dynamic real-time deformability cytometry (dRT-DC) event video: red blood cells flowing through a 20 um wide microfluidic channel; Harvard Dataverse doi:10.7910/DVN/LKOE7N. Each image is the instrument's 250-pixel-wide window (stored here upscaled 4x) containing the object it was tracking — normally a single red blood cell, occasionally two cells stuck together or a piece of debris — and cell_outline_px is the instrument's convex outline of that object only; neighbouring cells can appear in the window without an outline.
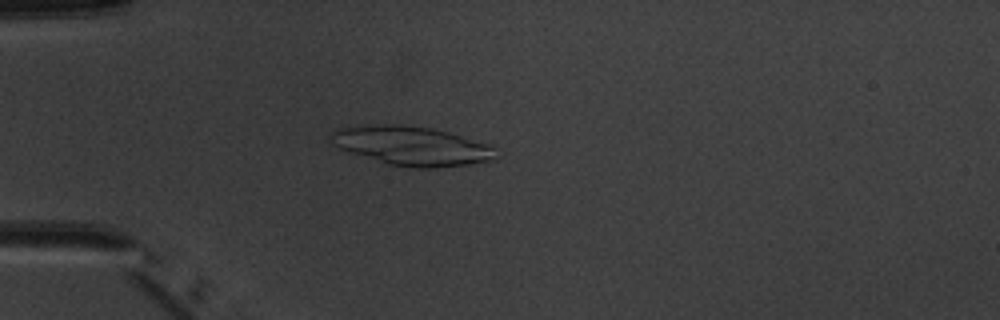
{"species": "common noctule bat (a hibernating species)", "species_latin": "Nyctalus noctula", "temperature_condition": "warm", "stored_images_in_passage": 2, "camera_frame_rate_fps": 3000, "um_per_image_px": 0.085, "animal": {"sex": "male", "body_mass_g": 20.1, "forearm_length_mm": 53.5}, "frame": {"image": 1, "passage_image": 1, "time_ms": 0.0, "image_size_px": [1000, 320], "cell_outline_px": [[496, 156], [492, 160], [468, 164], [432, 168], [412, 168], [388, 164], [340, 148], [332, 144], [328, 136], [328, 132], [336, 128], [384, 124], [400, 124], [432, 128], [448, 132], [488, 144], [492, 148]], "centroid_in_image_um": [34.94, 12.39], "position_along_channel_um": 50.1, "area_um2": 37.28}}